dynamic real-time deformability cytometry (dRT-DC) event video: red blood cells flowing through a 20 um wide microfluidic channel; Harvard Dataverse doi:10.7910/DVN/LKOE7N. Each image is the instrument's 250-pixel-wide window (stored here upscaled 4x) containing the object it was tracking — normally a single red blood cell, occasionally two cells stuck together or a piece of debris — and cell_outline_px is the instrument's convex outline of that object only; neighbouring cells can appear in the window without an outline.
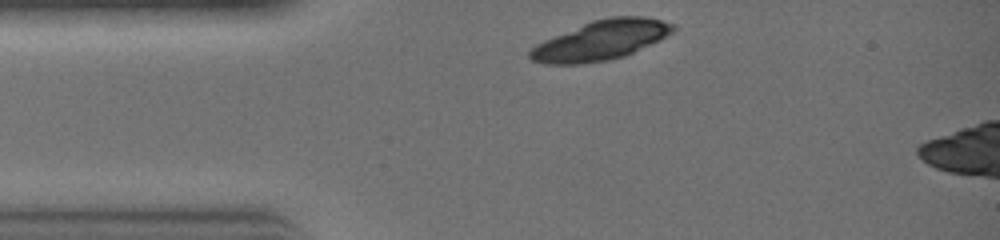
{"species": "common noctule bat (a hibernating species)", "species_latin": "Nyctalus noctula", "temperature_condition": "warm", "stored_images_in_passage": 4, "camera_frame_rate_fps": 3000, "um_per_image_px": 0.085, "animal": {"sex": "female", "body_mass_g": 19.0, "forearm_length_mm": 51.5}, "frame": {"image": 1, "passage_image": 1, "time_ms": 0.0, "image_size_px": [1000, 240], "cell_outline_px": [[676, 28], [672, 32], [660, 40], [624, 56], [608, 60], [576, 64], [544, 64], [532, 60], [528, 56], [528, 52], [536, 44], [544, 40], [592, 20], [608, 16], [644, 16], [676, 24]], "centroid_in_image_um": [51.09, 3.41], "position_along_channel_um": 33.9, "area_um2": 32.89}}